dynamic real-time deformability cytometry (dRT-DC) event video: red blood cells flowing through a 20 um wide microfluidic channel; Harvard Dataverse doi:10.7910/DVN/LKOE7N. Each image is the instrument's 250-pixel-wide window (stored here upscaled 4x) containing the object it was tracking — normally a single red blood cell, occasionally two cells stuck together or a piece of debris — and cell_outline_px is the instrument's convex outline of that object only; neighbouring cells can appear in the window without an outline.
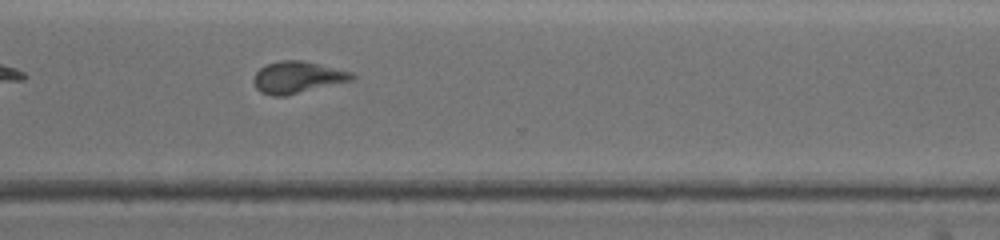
{"species": "common noctule bat (a hibernating species)", "species_latin": "Nyctalus noctula", "temperature_condition": "warm", "stored_images_in_passage": 43, "camera_frame_rate_fps": 3000, "um_per_image_px": 0.085, "animal": {"sex": "female", "body_mass_g": 19.5, "forearm_length_mm": 54.1}, "frame": {"image": 1, "passage_image": 31, "time_ms": 10.0, "image_size_px": [1000, 240], "cell_outline_px": [[356, 76], [352, 80], [284, 96], [272, 96], [260, 92], [256, 88], [252, 80], [256, 72], [260, 68], [268, 64], [280, 60], [304, 60], [356, 72]], "centroid_in_image_um": [25.31, 6.56], "position_along_channel_um": 345.3, "area_um2": 18.38}}